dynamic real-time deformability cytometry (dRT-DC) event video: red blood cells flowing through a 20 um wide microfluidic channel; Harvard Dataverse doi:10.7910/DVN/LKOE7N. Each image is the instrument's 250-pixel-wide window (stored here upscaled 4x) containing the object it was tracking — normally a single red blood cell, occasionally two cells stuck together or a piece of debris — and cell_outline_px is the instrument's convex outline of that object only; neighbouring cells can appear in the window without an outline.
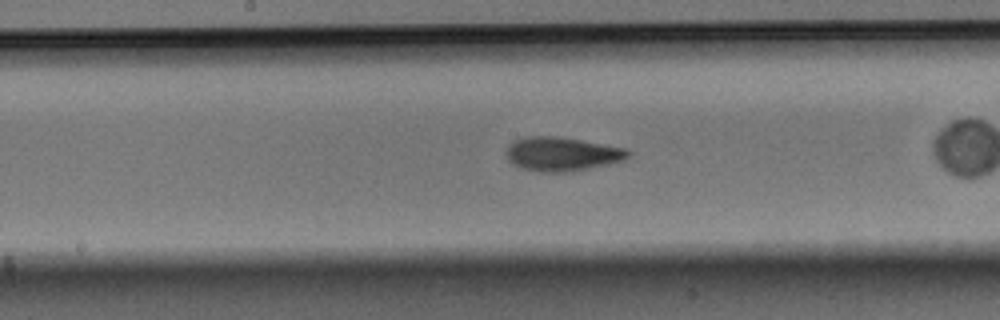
{"species": "Egyptian fruit bat (a non-hibernating species)", "species_latin": "Rousettus aegyptiacus", "temperature_condition": "warm", "stored_images_in_passage": 43, "camera_frame_rate_fps": 3000, "um_per_image_px": 0.085, "animal": {"sex": "male"}, "frame": {"image": 1, "passage_image": 26, "time_ms": 8.333, "image_size_px": [1000, 320], "cell_outline_px": [[632, 152], [624, 160], [608, 164], [588, 168], [564, 172], [540, 172], [520, 168], [512, 164], [508, 160], [508, 144], [512, 140], [524, 136], [556, 136], [580, 140], [624, 148]], "centroid_in_image_um": [47.72, 13.08], "position_along_channel_um": 200.5, "area_um2": 23.99}}
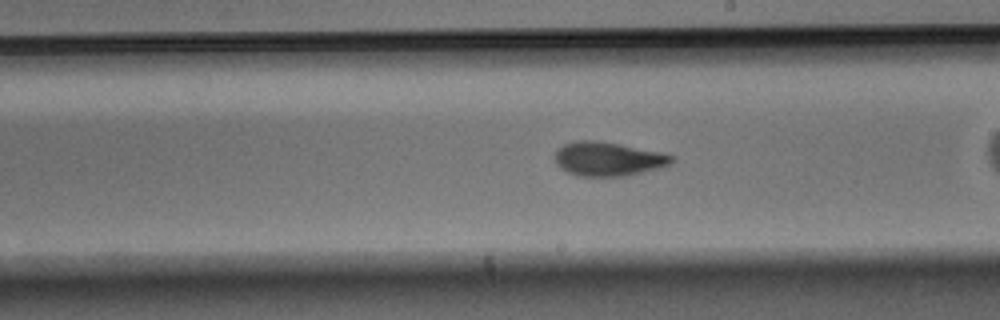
{"frame": {"image": 2, "passage_image": 29, "time_ms": 9.333, "image_size_px": [1000, 320], "cell_outline_px": [[676, 160], [672, 164], [660, 168], [624, 176], [576, 176], [560, 168], [556, 164], [556, 152], [564, 144], [576, 140], [592, 140], [620, 144], [660, 152], [676, 156]], "centroid_in_image_um": [51.73, 13.51], "position_along_channel_um": 237.3, "area_um2": 23.18}}
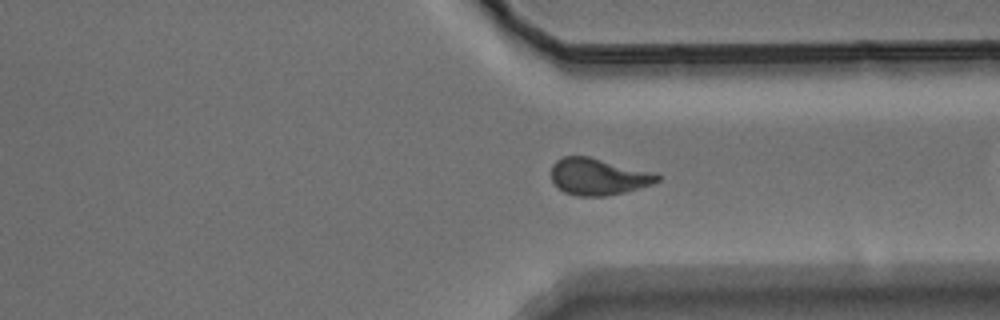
{"frame": {"image": 3, "passage_image": 39, "time_ms": 12.667, "image_size_px": [1000, 320], "cell_outline_px": [[660, 180], [652, 184], [640, 188], [608, 196], [576, 196], [564, 192], [552, 180], [552, 164], [556, 160], [564, 156], [588, 156], [656, 172], [660, 176]], "centroid_in_image_um": [50.88, 15.01], "position_along_channel_um": 360.5, "area_um2": 22.83}, "authors_computed_cell_mechanics": {"area_um2": 23.7558, "velocity_mm_per_s": 3.7006, "shape_relaxation_time_tau1_ms": 6.9305, "shape_relaxation_time_tau2_ms": 2.1673, "deformation_change_tau1": 0.2012, "deformation_change_tau2": 0.091}}